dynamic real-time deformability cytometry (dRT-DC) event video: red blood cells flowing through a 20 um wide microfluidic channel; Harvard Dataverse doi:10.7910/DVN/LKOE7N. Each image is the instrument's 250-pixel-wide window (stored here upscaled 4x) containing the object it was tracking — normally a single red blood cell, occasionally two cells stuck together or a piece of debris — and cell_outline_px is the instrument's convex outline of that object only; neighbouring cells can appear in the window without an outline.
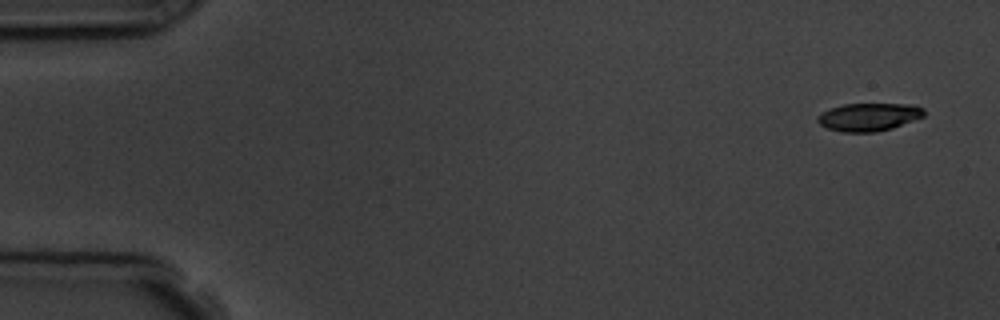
{"species": "common noctule bat (a hibernating species)", "species_latin": "Nyctalus noctula", "temperature_condition": "room temperature", "stored_images_in_passage": 4, "camera_frame_rate_fps": 3000, "um_per_image_px": 0.085, "animal": {"sex": "male", "body_mass_g": 19.5, "forearm_length_mm": 54.6}, "frame": {"image": 1, "passage_image": 1, "time_ms": 0.0, "image_size_px": [1000, 320], "cell_outline_px": [[924, 116], [892, 128], [876, 132], [840, 132], [828, 128], [820, 124], [816, 120], [816, 116], [820, 112], [828, 108], [844, 104], [916, 104], [924, 108]], "centroid_in_image_um": [73.82, 9.93], "position_along_channel_um": 11.2, "area_um2": 17.51}}
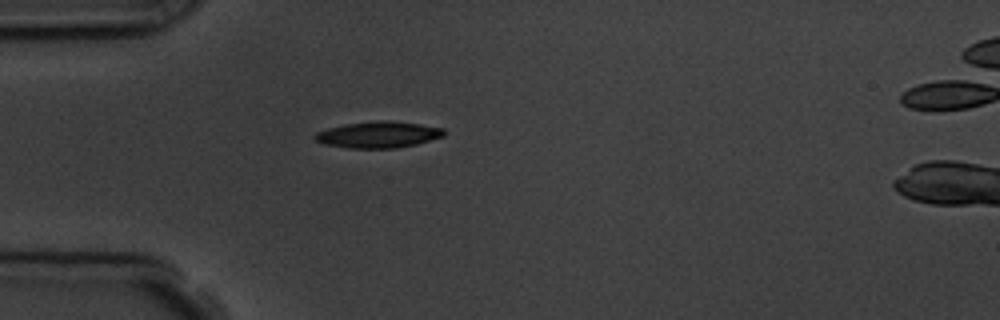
{"frame": {"image": 2, "passage_image": 4, "time_ms": 4.333, "image_size_px": [1000, 320], "cell_outline_px": [[444, 136], [416, 144], [396, 148], [348, 148], [324, 144], [316, 140], [312, 136], [316, 132], [328, 128], [344, 124], [380, 120], [392, 120], [420, 124], [444, 128]], "centroid_in_image_um": [32.14, 11.44], "position_along_channel_um": 52.9, "area_um2": 19.88}}